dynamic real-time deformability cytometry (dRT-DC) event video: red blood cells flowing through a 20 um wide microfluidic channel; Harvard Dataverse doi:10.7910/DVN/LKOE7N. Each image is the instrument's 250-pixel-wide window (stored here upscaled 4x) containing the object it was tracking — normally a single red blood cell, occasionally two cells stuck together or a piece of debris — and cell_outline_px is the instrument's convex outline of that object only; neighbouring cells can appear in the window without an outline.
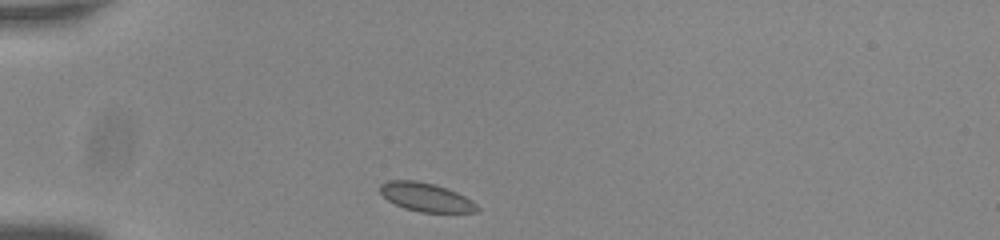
{"species": "common noctule bat (a hibernating species)", "species_latin": "Nyctalus noctula", "temperature_condition": "room temperature", "stored_images_in_passage": 35, "camera_frame_rate_fps": 3000, "um_per_image_px": 0.085, "animal": {"sex": "male", "body_mass_g": 20.0, "forearm_length_mm": 53.3}, "frame": {"image": 1, "passage_image": 1, "time_ms": 0.0, "image_size_px": [1000, 240], "cell_outline_px": [[480, 212], [420, 212], [404, 208], [388, 200], [380, 192], [380, 184], [388, 180], [416, 180], [448, 188], [472, 200], [480, 208]], "centroid_in_image_um": [36.22, 16.76], "position_along_channel_um": 48.8, "area_um2": 16.18}}
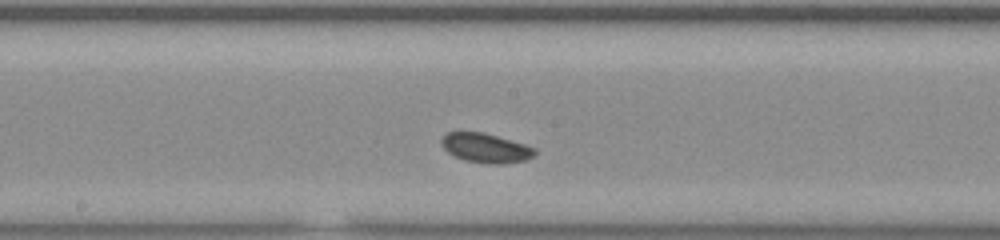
{"frame": {"image": 2, "passage_image": 16, "time_ms": 5.0, "image_size_px": [1000, 240], "cell_outline_px": [[536, 156], [528, 160], [500, 164], [488, 164], [464, 160], [452, 156], [440, 144], [440, 140], [444, 132], [484, 132], [524, 144], [536, 148]], "centroid_in_image_um": [41.27, 12.58], "position_along_channel_um": 206.9, "area_um2": 16.3}}
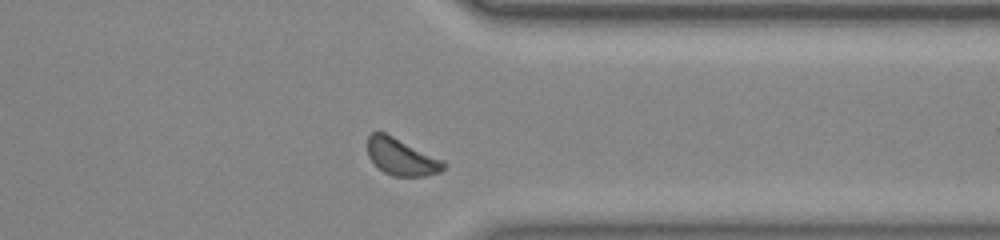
{"frame": {"image": 3, "passage_image": 30, "time_ms": 9.667, "image_size_px": [1000, 240], "cell_outline_px": [[448, 164], [440, 172], [424, 176], [392, 176], [384, 172], [368, 156], [368, 136], [372, 132], [384, 132], [444, 160]], "centroid_in_image_um": [34.15, 13.34], "position_along_channel_um": 377.3, "area_um2": 16.24}, "authors_computed_cell_mechanics": {"area_um2": 16.184, "velocity_mm_per_s": 3.6798, "shape_relaxation_time_tau1_ms": 4.6209, "shape_relaxation_time_tau2_ms": 2.9685, "deformation_change_tau1": 0.0789, "deformation_change_tau2": 0.054}}